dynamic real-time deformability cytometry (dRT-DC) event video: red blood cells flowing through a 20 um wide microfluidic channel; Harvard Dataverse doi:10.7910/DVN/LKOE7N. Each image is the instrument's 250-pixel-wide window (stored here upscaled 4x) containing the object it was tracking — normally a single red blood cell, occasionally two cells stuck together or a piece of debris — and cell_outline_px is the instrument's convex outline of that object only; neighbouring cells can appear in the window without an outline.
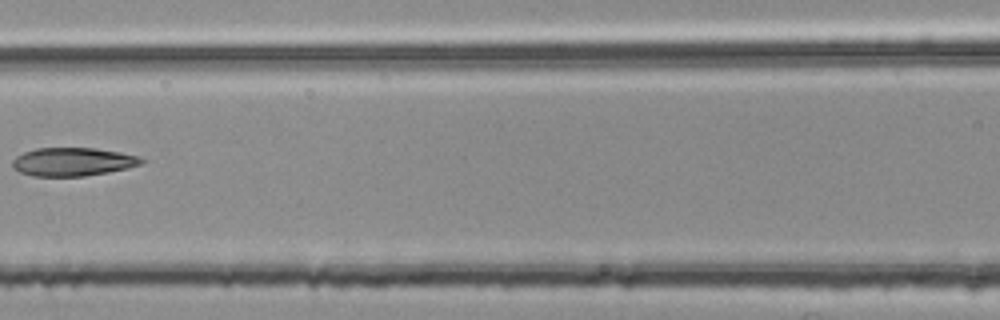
{"species": "common noctule bat (a hibernating species)", "species_latin": "Nyctalus noctula", "temperature_condition": "room temperature", "stored_images_in_passage": 5, "camera_frame_rate_fps": 3000, "um_per_image_px": 0.085, "animal": {"sex": "female", "body_mass_g": 25.1}, "frame": {"image": 1, "passage_image": 5, "time_ms": 1.333, "image_size_px": [1000, 320], "cell_outline_px": [[148, 160], [144, 164], [128, 168], [108, 172], [84, 176], [32, 176], [20, 172], [12, 168], [12, 160], [16, 156], [24, 152], [36, 148], [96, 148], [120, 152], [140, 156]], "centroid_in_image_um": [6.23, 13.75], "position_along_channel_um": 160.4, "area_um2": 21.62}}